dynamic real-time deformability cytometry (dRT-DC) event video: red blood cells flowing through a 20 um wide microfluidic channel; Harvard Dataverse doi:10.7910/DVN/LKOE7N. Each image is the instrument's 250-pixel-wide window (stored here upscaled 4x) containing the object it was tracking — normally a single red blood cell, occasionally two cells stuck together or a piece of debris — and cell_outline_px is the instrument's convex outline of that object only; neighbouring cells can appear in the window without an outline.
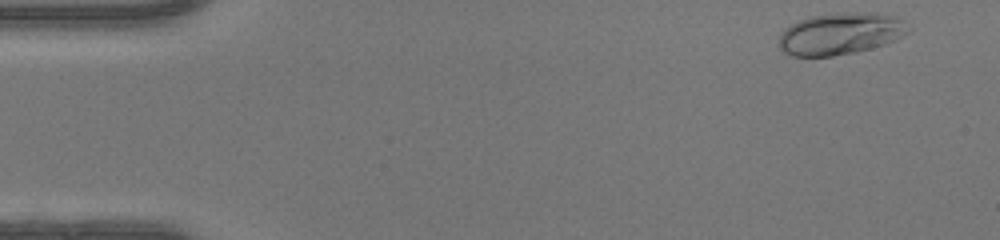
{"species": "human", "species_latin": "Homo sapiens", "temperature_condition": "warm", "stored_images_in_passage": 46, "camera_frame_rate_fps": 3000, "um_per_image_px": 0.085, "donor": {"sex": "female"}, "frame": {"image": 1, "passage_image": 1, "time_ms": 0.0, "image_size_px": [1000, 240], "cell_outline_px": [[912, 28], [908, 32], [884, 44], [872, 48], [856, 52], [832, 56], [788, 56], [780, 48], [780, 36], [784, 28], [808, 16], [848, 12], [876, 12], [892, 16], [904, 20]], "centroid_in_image_um": [71.44, 2.86], "position_along_channel_um": 13.6, "area_um2": 31.62}}
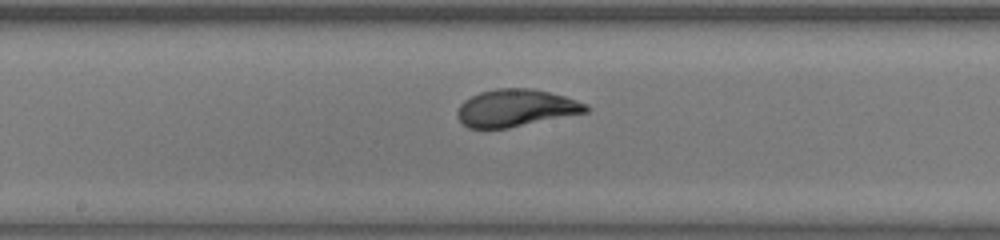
{"frame": {"image": 2, "passage_image": 23, "time_ms": 7.333, "image_size_px": [1000, 240], "cell_outline_px": [[592, 108], [588, 112], [508, 128], [468, 128], [456, 116], [456, 112], [460, 104], [464, 100], [480, 92], [496, 88], [528, 88], [548, 92], [564, 96], [588, 104]], "centroid_in_image_um": [43.85, 9.18], "position_along_channel_um": 204.3, "area_um2": 27.92}}
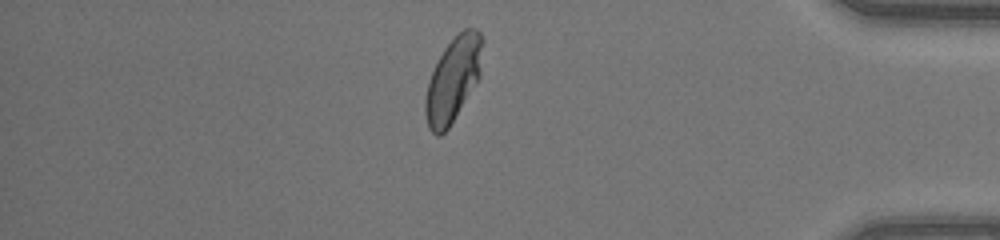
{"frame": {"image": 3, "passage_image": 39, "time_ms": 12.667, "image_size_px": [1000, 240], "cell_outline_px": [[484, 40], [480, 76], [448, 128], [440, 136], [436, 136], [428, 128], [424, 112], [424, 100], [428, 80], [444, 48], [464, 28], [476, 28], [480, 32]], "centroid_in_image_um": [38.51, 6.75], "position_along_channel_um": 396.7, "area_um2": 28.09}, "authors_computed_cell_mechanics": {"area_um2": 27.9463, "velocity_mm_per_s": 4.2835, "shape_relaxation_time_tau1_ms": 2.8088, "shape_relaxation_time_tau2_ms": null, "deformation_change_tau1": 0.1721, "deformation_change_tau2": null}}